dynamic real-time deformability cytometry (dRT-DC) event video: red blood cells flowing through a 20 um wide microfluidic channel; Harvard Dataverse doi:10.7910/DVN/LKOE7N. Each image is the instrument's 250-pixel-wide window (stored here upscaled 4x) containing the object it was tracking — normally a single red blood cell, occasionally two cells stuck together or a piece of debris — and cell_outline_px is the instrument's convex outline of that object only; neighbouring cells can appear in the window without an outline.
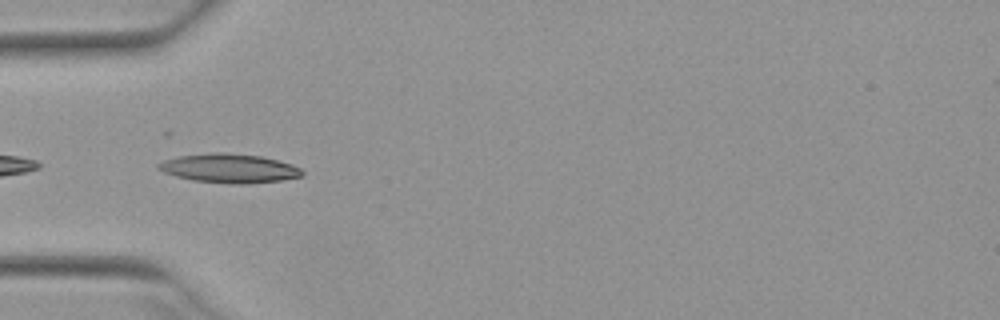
{"species": "Egyptian fruit bat (a non-hibernating species)", "species_latin": "Rousettus aegyptiacus", "temperature_condition": "warm", "stored_images_in_passage": 7, "camera_frame_rate_fps": 3000, "um_per_image_px": 0.085, "animal": {"sex": "female"}, "frame": {"image": 1, "passage_image": 1, "time_ms": 0.0, "image_size_px": [1000, 320], "cell_outline_px": [[304, 172], [300, 176], [280, 180], [240, 184], [232, 184], [192, 180], [176, 176], [164, 172], [156, 168], [156, 164], [164, 160], [180, 156], [212, 152], [228, 152], [260, 156], [292, 164], [300, 168]], "centroid_in_image_um": [19.45, 14.3], "position_along_channel_um": 65.6, "area_um2": 24.16}}
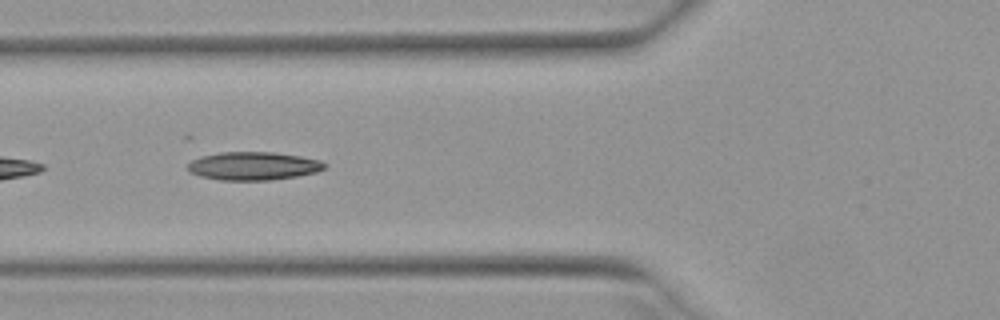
{"frame": {"image": 2, "passage_image": 4, "time_ms": 1.0, "image_size_px": [1000, 320], "cell_outline_px": [[328, 164], [324, 168], [316, 172], [296, 176], [268, 180], [220, 180], [200, 176], [188, 172], [188, 164], [192, 160], [200, 156], [220, 152], [272, 152], [300, 156], [320, 160]], "centroid_in_image_um": [21.51, 14.1], "position_along_channel_um": 104.3, "area_um2": 22.48}}